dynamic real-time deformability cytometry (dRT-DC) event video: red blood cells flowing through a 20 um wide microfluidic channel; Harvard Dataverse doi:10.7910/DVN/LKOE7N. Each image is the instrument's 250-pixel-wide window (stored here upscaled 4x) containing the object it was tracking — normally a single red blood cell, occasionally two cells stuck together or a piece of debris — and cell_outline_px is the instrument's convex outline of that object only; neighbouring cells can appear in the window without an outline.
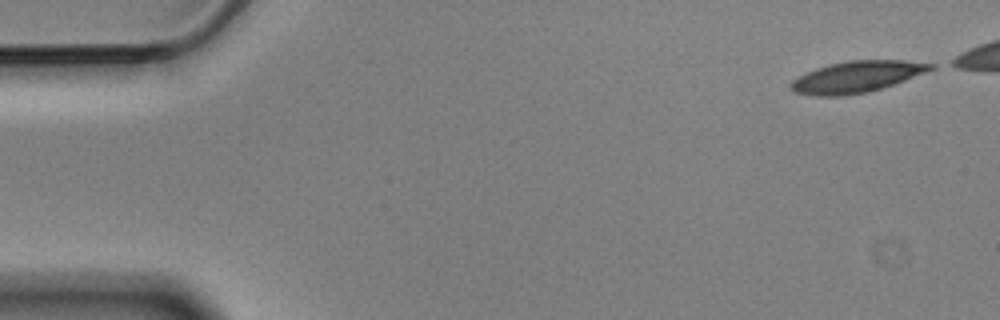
{"species": "Egyptian fruit bat (a non-hibernating species)", "species_latin": "Rousettus aegyptiacus", "temperature_condition": "cold", "stored_images_in_passage": 5, "camera_frame_rate_fps": 3000, "um_per_image_px": 0.085, "animal": {"sex": "male"}, "frame": {"image": 1, "passage_image": 1, "time_ms": 0.0, "image_size_px": [1000, 320], "cell_outline_px": [[936, 68], [904, 80], [868, 92], [840, 96], [816, 96], [792, 92], [788, 88], [788, 84], [792, 80], [816, 68], [828, 64], [848, 60], [904, 60], [936, 64]], "centroid_in_image_um": [72.78, 6.53], "position_along_channel_um": 12.2, "area_um2": 25.55}}